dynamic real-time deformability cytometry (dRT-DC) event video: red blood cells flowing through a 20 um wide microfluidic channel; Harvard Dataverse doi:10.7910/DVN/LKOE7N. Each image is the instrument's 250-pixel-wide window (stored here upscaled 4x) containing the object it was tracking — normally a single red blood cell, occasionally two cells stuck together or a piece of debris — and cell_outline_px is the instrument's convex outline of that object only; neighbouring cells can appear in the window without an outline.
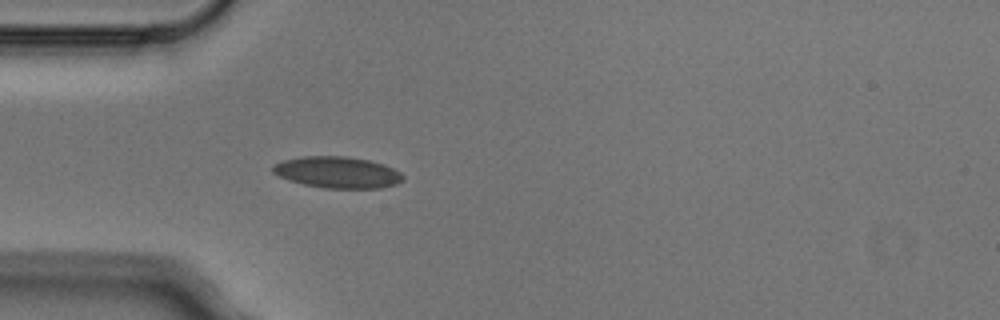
{"species": "Egyptian fruit bat (a non-hibernating species)", "species_latin": "Rousettus aegyptiacus", "temperature_condition": "cold", "stored_images_in_passage": 4, "camera_frame_rate_fps": 3000, "um_per_image_px": 0.085, "animal": {"sex": "male"}, "frame": {"image": 1, "passage_image": 4, "time_ms": 1.0, "image_size_px": [1000, 320], "cell_outline_px": [[404, 180], [396, 184], [380, 188], [324, 188], [304, 184], [288, 180], [272, 172], [272, 168], [276, 164], [284, 160], [300, 156], [344, 156], [368, 160], [384, 164], [400, 172], [404, 176]], "centroid_in_image_um": [28.7, 14.65], "position_along_channel_um": 56.3, "area_um2": 23.76}}